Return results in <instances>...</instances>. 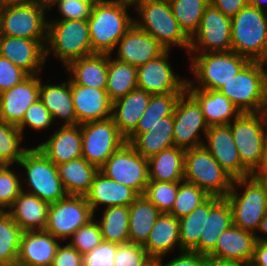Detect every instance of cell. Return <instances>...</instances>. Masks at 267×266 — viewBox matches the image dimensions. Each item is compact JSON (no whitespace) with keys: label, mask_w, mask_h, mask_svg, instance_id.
Returning <instances> with one entry per match:
<instances>
[{"label":"cell","mask_w":267,"mask_h":266,"mask_svg":"<svg viewBox=\"0 0 267 266\" xmlns=\"http://www.w3.org/2000/svg\"><path fill=\"white\" fill-rule=\"evenodd\" d=\"M265 67H267V50L263 57V59L260 61Z\"/></svg>","instance_id":"cell-65"},{"label":"cell","mask_w":267,"mask_h":266,"mask_svg":"<svg viewBox=\"0 0 267 266\" xmlns=\"http://www.w3.org/2000/svg\"><path fill=\"white\" fill-rule=\"evenodd\" d=\"M231 50L250 61H261L267 50V12L247 5L231 17Z\"/></svg>","instance_id":"cell-7"},{"label":"cell","mask_w":267,"mask_h":266,"mask_svg":"<svg viewBox=\"0 0 267 266\" xmlns=\"http://www.w3.org/2000/svg\"><path fill=\"white\" fill-rule=\"evenodd\" d=\"M203 146L233 180L251 175L242 165L229 124L209 127Z\"/></svg>","instance_id":"cell-18"},{"label":"cell","mask_w":267,"mask_h":266,"mask_svg":"<svg viewBox=\"0 0 267 266\" xmlns=\"http://www.w3.org/2000/svg\"><path fill=\"white\" fill-rule=\"evenodd\" d=\"M201 106L204 119L209 127L228 125L240 114L233 102L219 90L186 88Z\"/></svg>","instance_id":"cell-31"},{"label":"cell","mask_w":267,"mask_h":266,"mask_svg":"<svg viewBox=\"0 0 267 266\" xmlns=\"http://www.w3.org/2000/svg\"><path fill=\"white\" fill-rule=\"evenodd\" d=\"M94 218L85 196L66 195L50 203L45 231L61 242L68 239L81 226Z\"/></svg>","instance_id":"cell-15"},{"label":"cell","mask_w":267,"mask_h":266,"mask_svg":"<svg viewBox=\"0 0 267 266\" xmlns=\"http://www.w3.org/2000/svg\"><path fill=\"white\" fill-rule=\"evenodd\" d=\"M48 9L24 0L8 4L1 23L0 35L30 40H47Z\"/></svg>","instance_id":"cell-11"},{"label":"cell","mask_w":267,"mask_h":266,"mask_svg":"<svg viewBox=\"0 0 267 266\" xmlns=\"http://www.w3.org/2000/svg\"><path fill=\"white\" fill-rule=\"evenodd\" d=\"M108 54L106 91L112 102L138 88L137 67L123 63Z\"/></svg>","instance_id":"cell-38"},{"label":"cell","mask_w":267,"mask_h":266,"mask_svg":"<svg viewBox=\"0 0 267 266\" xmlns=\"http://www.w3.org/2000/svg\"><path fill=\"white\" fill-rule=\"evenodd\" d=\"M81 137L82 157L98 169L126 142L111 117L81 124Z\"/></svg>","instance_id":"cell-14"},{"label":"cell","mask_w":267,"mask_h":266,"mask_svg":"<svg viewBox=\"0 0 267 266\" xmlns=\"http://www.w3.org/2000/svg\"><path fill=\"white\" fill-rule=\"evenodd\" d=\"M71 94L79 125L111 117L112 101L105 89L76 85L71 82Z\"/></svg>","instance_id":"cell-22"},{"label":"cell","mask_w":267,"mask_h":266,"mask_svg":"<svg viewBox=\"0 0 267 266\" xmlns=\"http://www.w3.org/2000/svg\"><path fill=\"white\" fill-rule=\"evenodd\" d=\"M61 241L45 230L24 231L16 260L18 266H51Z\"/></svg>","instance_id":"cell-25"},{"label":"cell","mask_w":267,"mask_h":266,"mask_svg":"<svg viewBox=\"0 0 267 266\" xmlns=\"http://www.w3.org/2000/svg\"><path fill=\"white\" fill-rule=\"evenodd\" d=\"M143 248L153 260L167 256L175 251V248L179 253L181 251L179 219L169 213H161Z\"/></svg>","instance_id":"cell-29"},{"label":"cell","mask_w":267,"mask_h":266,"mask_svg":"<svg viewBox=\"0 0 267 266\" xmlns=\"http://www.w3.org/2000/svg\"><path fill=\"white\" fill-rule=\"evenodd\" d=\"M40 74L28 75L13 88L0 93V118L17 126L25 112L39 99Z\"/></svg>","instance_id":"cell-21"},{"label":"cell","mask_w":267,"mask_h":266,"mask_svg":"<svg viewBox=\"0 0 267 266\" xmlns=\"http://www.w3.org/2000/svg\"><path fill=\"white\" fill-rule=\"evenodd\" d=\"M226 198L232 210L233 224L257 234L259 224L267 213L266 181L252 175L233 180Z\"/></svg>","instance_id":"cell-4"},{"label":"cell","mask_w":267,"mask_h":266,"mask_svg":"<svg viewBox=\"0 0 267 266\" xmlns=\"http://www.w3.org/2000/svg\"><path fill=\"white\" fill-rule=\"evenodd\" d=\"M204 266H250V264L235 260H225L206 255Z\"/></svg>","instance_id":"cell-58"},{"label":"cell","mask_w":267,"mask_h":266,"mask_svg":"<svg viewBox=\"0 0 267 266\" xmlns=\"http://www.w3.org/2000/svg\"><path fill=\"white\" fill-rule=\"evenodd\" d=\"M150 98V93L136 88L126 96L112 102L111 118L125 138L136 129L148 107Z\"/></svg>","instance_id":"cell-30"},{"label":"cell","mask_w":267,"mask_h":266,"mask_svg":"<svg viewBox=\"0 0 267 266\" xmlns=\"http://www.w3.org/2000/svg\"><path fill=\"white\" fill-rule=\"evenodd\" d=\"M219 91L227 96L241 113L267 111V69L260 61H250Z\"/></svg>","instance_id":"cell-6"},{"label":"cell","mask_w":267,"mask_h":266,"mask_svg":"<svg viewBox=\"0 0 267 266\" xmlns=\"http://www.w3.org/2000/svg\"><path fill=\"white\" fill-rule=\"evenodd\" d=\"M182 93L151 94L147 109L140 118L136 129L126 138L131 143L139 134L145 133L167 116H173L175 105Z\"/></svg>","instance_id":"cell-39"},{"label":"cell","mask_w":267,"mask_h":266,"mask_svg":"<svg viewBox=\"0 0 267 266\" xmlns=\"http://www.w3.org/2000/svg\"><path fill=\"white\" fill-rule=\"evenodd\" d=\"M23 232L8 211L0 212V260L8 266L16 265Z\"/></svg>","instance_id":"cell-41"},{"label":"cell","mask_w":267,"mask_h":266,"mask_svg":"<svg viewBox=\"0 0 267 266\" xmlns=\"http://www.w3.org/2000/svg\"><path fill=\"white\" fill-rule=\"evenodd\" d=\"M27 76L28 74L21 68L0 56V93L13 88Z\"/></svg>","instance_id":"cell-53"},{"label":"cell","mask_w":267,"mask_h":266,"mask_svg":"<svg viewBox=\"0 0 267 266\" xmlns=\"http://www.w3.org/2000/svg\"><path fill=\"white\" fill-rule=\"evenodd\" d=\"M94 3V0H55L48 11L56 6L60 18L49 20H88Z\"/></svg>","instance_id":"cell-51"},{"label":"cell","mask_w":267,"mask_h":266,"mask_svg":"<svg viewBox=\"0 0 267 266\" xmlns=\"http://www.w3.org/2000/svg\"><path fill=\"white\" fill-rule=\"evenodd\" d=\"M229 125L242 165L252 174L261 162L267 139V111L241 113Z\"/></svg>","instance_id":"cell-10"},{"label":"cell","mask_w":267,"mask_h":266,"mask_svg":"<svg viewBox=\"0 0 267 266\" xmlns=\"http://www.w3.org/2000/svg\"><path fill=\"white\" fill-rule=\"evenodd\" d=\"M184 180L196 184L209 196L219 198L228 195L233 183V179L204 146L186 150Z\"/></svg>","instance_id":"cell-9"},{"label":"cell","mask_w":267,"mask_h":266,"mask_svg":"<svg viewBox=\"0 0 267 266\" xmlns=\"http://www.w3.org/2000/svg\"><path fill=\"white\" fill-rule=\"evenodd\" d=\"M180 182L149 181L144 196L161 213H169L173 207Z\"/></svg>","instance_id":"cell-46"},{"label":"cell","mask_w":267,"mask_h":266,"mask_svg":"<svg viewBox=\"0 0 267 266\" xmlns=\"http://www.w3.org/2000/svg\"><path fill=\"white\" fill-rule=\"evenodd\" d=\"M95 216L97 215H94L93 219L76 230L67 241L71 247H74L81 254L93 250L103 241L100 226Z\"/></svg>","instance_id":"cell-48"},{"label":"cell","mask_w":267,"mask_h":266,"mask_svg":"<svg viewBox=\"0 0 267 266\" xmlns=\"http://www.w3.org/2000/svg\"><path fill=\"white\" fill-rule=\"evenodd\" d=\"M54 131L44 142L35 145L49 160L57 166L82 157L81 125H59Z\"/></svg>","instance_id":"cell-23"},{"label":"cell","mask_w":267,"mask_h":266,"mask_svg":"<svg viewBox=\"0 0 267 266\" xmlns=\"http://www.w3.org/2000/svg\"><path fill=\"white\" fill-rule=\"evenodd\" d=\"M138 196L134 189L113 181L98 171L85 198L95 215L101 206H130Z\"/></svg>","instance_id":"cell-24"},{"label":"cell","mask_w":267,"mask_h":266,"mask_svg":"<svg viewBox=\"0 0 267 266\" xmlns=\"http://www.w3.org/2000/svg\"><path fill=\"white\" fill-rule=\"evenodd\" d=\"M24 1L38 4L40 6L47 8V9H49L51 7V5L55 2V0H24Z\"/></svg>","instance_id":"cell-62"},{"label":"cell","mask_w":267,"mask_h":266,"mask_svg":"<svg viewBox=\"0 0 267 266\" xmlns=\"http://www.w3.org/2000/svg\"><path fill=\"white\" fill-rule=\"evenodd\" d=\"M149 266H158V264L155 261H153L151 264H149Z\"/></svg>","instance_id":"cell-66"},{"label":"cell","mask_w":267,"mask_h":266,"mask_svg":"<svg viewBox=\"0 0 267 266\" xmlns=\"http://www.w3.org/2000/svg\"><path fill=\"white\" fill-rule=\"evenodd\" d=\"M118 245L103 240L93 250L83 254L82 266H113Z\"/></svg>","instance_id":"cell-52"},{"label":"cell","mask_w":267,"mask_h":266,"mask_svg":"<svg viewBox=\"0 0 267 266\" xmlns=\"http://www.w3.org/2000/svg\"><path fill=\"white\" fill-rule=\"evenodd\" d=\"M188 55L191 60L189 69L195 77L187 79L186 88L200 90H219L250 62L232 50Z\"/></svg>","instance_id":"cell-3"},{"label":"cell","mask_w":267,"mask_h":266,"mask_svg":"<svg viewBox=\"0 0 267 266\" xmlns=\"http://www.w3.org/2000/svg\"><path fill=\"white\" fill-rule=\"evenodd\" d=\"M181 251L198 253V243L204 234L205 202L197 206L190 214L179 218Z\"/></svg>","instance_id":"cell-44"},{"label":"cell","mask_w":267,"mask_h":266,"mask_svg":"<svg viewBox=\"0 0 267 266\" xmlns=\"http://www.w3.org/2000/svg\"><path fill=\"white\" fill-rule=\"evenodd\" d=\"M116 60L139 67L163 54L166 49L151 35L135 24L118 41L115 48Z\"/></svg>","instance_id":"cell-20"},{"label":"cell","mask_w":267,"mask_h":266,"mask_svg":"<svg viewBox=\"0 0 267 266\" xmlns=\"http://www.w3.org/2000/svg\"><path fill=\"white\" fill-rule=\"evenodd\" d=\"M3 211H5V210L0 206V212H3Z\"/></svg>","instance_id":"cell-68"},{"label":"cell","mask_w":267,"mask_h":266,"mask_svg":"<svg viewBox=\"0 0 267 266\" xmlns=\"http://www.w3.org/2000/svg\"><path fill=\"white\" fill-rule=\"evenodd\" d=\"M39 99L49 110L54 124L60 120V125L63 126L79 125L73 107L69 78L60 84H47L43 82L40 75Z\"/></svg>","instance_id":"cell-27"},{"label":"cell","mask_w":267,"mask_h":266,"mask_svg":"<svg viewBox=\"0 0 267 266\" xmlns=\"http://www.w3.org/2000/svg\"><path fill=\"white\" fill-rule=\"evenodd\" d=\"M249 5L255 6L267 12V0H249Z\"/></svg>","instance_id":"cell-61"},{"label":"cell","mask_w":267,"mask_h":266,"mask_svg":"<svg viewBox=\"0 0 267 266\" xmlns=\"http://www.w3.org/2000/svg\"><path fill=\"white\" fill-rule=\"evenodd\" d=\"M173 122L174 146L184 150L203 146L209 126L200 104L187 90L180 95L175 105Z\"/></svg>","instance_id":"cell-13"},{"label":"cell","mask_w":267,"mask_h":266,"mask_svg":"<svg viewBox=\"0 0 267 266\" xmlns=\"http://www.w3.org/2000/svg\"><path fill=\"white\" fill-rule=\"evenodd\" d=\"M250 266H267V242H256Z\"/></svg>","instance_id":"cell-57"},{"label":"cell","mask_w":267,"mask_h":266,"mask_svg":"<svg viewBox=\"0 0 267 266\" xmlns=\"http://www.w3.org/2000/svg\"><path fill=\"white\" fill-rule=\"evenodd\" d=\"M257 232L260 233L261 235L263 233V235L261 236L258 233L255 234L256 240L258 242H267V213L262 218V220L259 224V227L257 229Z\"/></svg>","instance_id":"cell-60"},{"label":"cell","mask_w":267,"mask_h":266,"mask_svg":"<svg viewBox=\"0 0 267 266\" xmlns=\"http://www.w3.org/2000/svg\"><path fill=\"white\" fill-rule=\"evenodd\" d=\"M210 3L224 15L233 17L249 4V0H210Z\"/></svg>","instance_id":"cell-56"},{"label":"cell","mask_w":267,"mask_h":266,"mask_svg":"<svg viewBox=\"0 0 267 266\" xmlns=\"http://www.w3.org/2000/svg\"><path fill=\"white\" fill-rule=\"evenodd\" d=\"M46 42L0 35V56L10 60L28 75L42 74L46 65Z\"/></svg>","instance_id":"cell-19"},{"label":"cell","mask_w":267,"mask_h":266,"mask_svg":"<svg viewBox=\"0 0 267 266\" xmlns=\"http://www.w3.org/2000/svg\"><path fill=\"white\" fill-rule=\"evenodd\" d=\"M64 71L73 84L106 90L108 54L95 53L73 60Z\"/></svg>","instance_id":"cell-33"},{"label":"cell","mask_w":267,"mask_h":266,"mask_svg":"<svg viewBox=\"0 0 267 266\" xmlns=\"http://www.w3.org/2000/svg\"><path fill=\"white\" fill-rule=\"evenodd\" d=\"M134 12V24L141 30L153 36L166 50L173 46L189 52L190 37L180 27L169 0H142Z\"/></svg>","instance_id":"cell-2"},{"label":"cell","mask_w":267,"mask_h":266,"mask_svg":"<svg viewBox=\"0 0 267 266\" xmlns=\"http://www.w3.org/2000/svg\"><path fill=\"white\" fill-rule=\"evenodd\" d=\"M169 2L180 27L191 38L200 26L210 0H169Z\"/></svg>","instance_id":"cell-42"},{"label":"cell","mask_w":267,"mask_h":266,"mask_svg":"<svg viewBox=\"0 0 267 266\" xmlns=\"http://www.w3.org/2000/svg\"><path fill=\"white\" fill-rule=\"evenodd\" d=\"M53 119L49 110L44 106L40 99L27 109L24 114L22 121L16 126L20 132L25 137L26 127L29 130L38 131H47L51 126H53Z\"/></svg>","instance_id":"cell-49"},{"label":"cell","mask_w":267,"mask_h":266,"mask_svg":"<svg viewBox=\"0 0 267 266\" xmlns=\"http://www.w3.org/2000/svg\"><path fill=\"white\" fill-rule=\"evenodd\" d=\"M11 0H0V30L2 23V16Z\"/></svg>","instance_id":"cell-63"},{"label":"cell","mask_w":267,"mask_h":266,"mask_svg":"<svg viewBox=\"0 0 267 266\" xmlns=\"http://www.w3.org/2000/svg\"><path fill=\"white\" fill-rule=\"evenodd\" d=\"M170 50L137 67V86L150 94L183 93L187 79L174 72L169 62Z\"/></svg>","instance_id":"cell-17"},{"label":"cell","mask_w":267,"mask_h":266,"mask_svg":"<svg viewBox=\"0 0 267 266\" xmlns=\"http://www.w3.org/2000/svg\"><path fill=\"white\" fill-rule=\"evenodd\" d=\"M186 150L172 146L149 157V181L181 182L184 180Z\"/></svg>","instance_id":"cell-34"},{"label":"cell","mask_w":267,"mask_h":266,"mask_svg":"<svg viewBox=\"0 0 267 266\" xmlns=\"http://www.w3.org/2000/svg\"><path fill=\"white\" fill-rule=\"evenodd\" d=\"M231 17L210 3L202 16L198 30L190 38L188 53L231 51Z\"/></svg>","instance_id":"cell-16"},{"label":"cell","mask_w":267,"mask_h":266,"mask_svg":"<svg viewBox=\"0 0 267 266\" xmlns=\"http://www.w3.org/2000/svg\"><path fill=\"white\" fill-rule=\"evenodd\" d=\"M106 177L134 189L143 195L149 182L148 160L125 142L99 168Z\"/></svg>","instance_id":"cell-12"},{"label":"cell","mask_w":267,"mask_h":266,"mask_svg":"<svg viewBox=\"0 0 267 266\" xmlns=\"http://www.w3.org/2000/svg\"><path fill=\"white\" fill-rule=\"evenodd\" d=\"M160 214L144 194L139 195L129 206V242L144 245Z\"/></svg>","instance_id":"cell-37"},{"label":"cell","mask_w":267,"mask_h":266,"mask_svg":"<svg viewBox=\"0 0 267 266\" xmlns=\"http://www.w3.org/2000/svg\"><path fill=\"white\" fill-rule=\"evenodd\" d=\"M24 137L13 124L0 118V165H17L29 147L21 144Z\"/></svg>","instance_id":"cell-43"},{"label":"cell","mask_w":267,"mask_h":266,"mask_svg":"<svg viewBox=\"0 0 267 266\" xmlns=\"http://www.w3.org/2000/svg\"><path fill=\"white\" fill-rule=\"evenodd\" d=\"M233 224L227 198L210 196L205 201L204 234L198 243V253L208 255L216 246L220 234Z\"/></svg>","instance_id":"cell-26"},{"label":"cell","mask_w":267,"mask_h":266,"mask_svg":"<svg viewBox=\"0 0 267 266\" xmlns=\"http://www.w3.org/2000/svg\"><path fill=\"white\" fill-rule=\"evenodd\" d=\"M256 242L254 233L232 224L220 234L215 248L208 255L250 264Z\"/></svg>","instance_id":"cell-28"},{"label":"cell","mask_w":267,"mask_h":266,"mask_svg":"<svg viewBox=\"0 0 267 266\" xmlns=\"http://www.w3.org/2000/svg\"><path fill=\"white\" fill-rule=\"evenodd\" d=\"M61 183L67 195L85 196L99 169L83 157L57 165Z\"/></svg>","instance_id":"cell-35"},{"label":"cell","mask_w":267,"mask_h":266,"mask_svg":"<svg viewBox=\"0 0 267 266\" xmlns=\"http://www.w3.org/2000/svg\"><path fill=\"white\" fill-rule=\"evenodd\" d=\"M130 6L111 0L96 1L87 20L92 51L113 54L118 41L134 24Z\"/></svg>","instance_id":"cell-1"},{"label":"cell","mask_w":267,"mask_h":266,"mask_svg":"<svg viewBox=\"0 0 267 266\" xmlns=\"http://www.w3.org/2000/svg\"><path fill=\"white\" fill-rule=\"evenodd\" d=\"M205 257L206 255L195 251L182 250L169 261L163 262L165 261V256L159 257L154 261L158 266H204Z\"/></svg>","instance_id":"cell-54"},{"label":"cell","mask_w":267,"mask_h":266,"mask_svg":"<svg viewBox=\"0 0 267 266\" xmlns=\"http://www.w3.org/2000/svg\"><path fill=\"white\" fill-rule=\"evenodd\" d=\"M18 165L24 169L25 175V178H21L22 190L48 203L57 202L67 195L59 177L58 167L37 147H30Z\"/></svg>","instance_id":"cell-8"},{"label":"cell","mask_w":267,"mask_h":266,"mask_svg":"<svg viewBox=\"0 0 267 266\" xmlns=\"http://www.w3.org/2000/svg\"><path fill=\"white\" fill-rule=\"evenodd\" d=\"M111 1H114V2L120 3V4H125V5H128V6L134 8L142 0H111Z\"/></svg>","instance_id":"cell-64"},{"label":"cell","mask_w":267,"mask_h":266,"mask_svg":"<svg viewBox=\"0 0 267 266\" xmlns=\"http://www.w3.org/2000/svg\"><path fill=\"white\" fill-rule=\"evenodd\" d=\"M210 196L196 184L182 180L179 184L173 207L169 214L181 218L190 214Z\"/></svg>","instance_id":"cell-45"},{"label":"cell","mask_w":267,"mask_h":266,"mask_svg":"<svg viewBox=\"0 0 267 266\" xmlns=\"http://www.w3.org/2000/svg\"><path fill=\"white\" fill-rule=\"evenodd\" d=\"M55 55L65 68L71 61L95 54L87 20H48L46 62Z\"/></svg>","instance_id":"cell-5"},{"label":"cell","mask_w":267,"mask_h":266,"mask_svg":"<svg viewBox=\"0 0 267 266\" xmlns=\"http://www.w3.org/2000/svg\"><path fill=\"white\" fill-rule=\"evenodd\" d=\"M173 127V116H167L149 127L147 132L139 134L130 144L137 153L148 159L174 146Z\"/></svg>","instance_id":"cell-36"},{"label":"cell","mask_w":267,"mask_h":266,"mask_svg":"<svg viewBox=\"0 0 267 266\" xmlns=\"http://www.w3.org/2000/svg\"><path fill=\"white\" fill-rule=\"evenodd\" d=\"M153 261L143 245L127 242L118 245L113 266H149Z\"/></svg>","instance_id":"cell-50"},{"label":"cell","mask_w":267,"mask_h":266,"mask_svg":"<svg viewBox=\"0 0 267 266\" xmlns=\"http://www.w3.org/2000/svg\"><path fill=\"white\" fill-rule=\"evenodd\" d=\"M63 243L61 242L57 247L51 266H82L83 254L71 247L67 242L66 245Z\"/></svg>","instance_id":"cell-55"},{"label":"cell","mask_w":267,"mask_h":266,"mask_svg":"<svg viewBox=\"0 0 267 266\" xmlns=\"http://www.w3.org/2000/svg\"><path fill=\"white\" fill-rule=\"evenodd\" d=\"M50 203L22 190L7 210L23 231L45 230Z\"/></svg>","instance_id":"cell-32"},{"label":"cell","mask_w":267,"mask_h":266,"mask_svg":"<svg viewBox=\"0 0 267 266\" xmlns=\"http://www.w3.org/2000/svg\"><path fill=\"white\" fill-rule=\"evenodd\" d=\"M251 175L259 180L267 181V139L264 144L261 162Z\"/></svg>","instance_id":"cell-59"},{"label":"cell","mask_w":267,"mask_h":266,"mask_svg":"<svg viewBox=\"0 0 267 266\" xmlns=\"http://www.w3.org/2000/svg\"><path fill=\"white\" fill-rule=\"evenodd\" d=\"M11 165H0V206L7 211L22 191L20 172Z\"/></svg>","instance_id":"cell-47"},{"label":"cell","mask_w":267,"mask_h":266,"mask_svg":"<svg viewBox=\"0 0 267 266\" xmlns=\"http://www.w3.org/2000/svg\"><path fill=\"white\" fill-rule=\"evenodd\" d=\"M98 220L104 241L121 244L129 242V206L103 209Z\"/></svg>","instance_id":"cell-40"},{"label":"cell","mask_w":267,"mask_h":266,"mask_svg":"<svg viewBox=\"0 0 267 266\" xmlns=\"http://www.w3.org/2000/svg\"><path fill=\"white\" fill-rule=\"evenodd\" d=\"M0 266H8V265L0 260Z\"/></svg>","instance_id":"cell-67"}]
</instances>
